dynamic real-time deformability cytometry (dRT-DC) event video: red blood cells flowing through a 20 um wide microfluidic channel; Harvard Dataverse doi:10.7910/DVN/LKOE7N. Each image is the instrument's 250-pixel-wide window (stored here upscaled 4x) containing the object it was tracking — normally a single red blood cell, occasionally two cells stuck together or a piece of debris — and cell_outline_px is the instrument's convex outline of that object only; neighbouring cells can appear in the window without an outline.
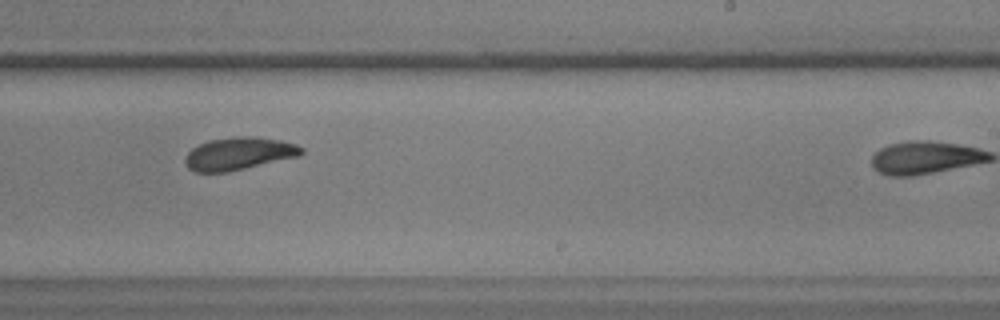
{"species": "common noctule bat (a hibernating species)", "species_latin": "Nyctalus noctula", "temperature_condition": "warm", "stored_images_in_passage": 24, "camera_frame_rate_fps": 3000, "um_per_image_px": 0.085, "animal": {"sex": "male", "body_mass_g": 17.9, "forearm_length_mm": 54.2}, "frame": {"image": 1, "passage_image": 21, "time_ms": 6.667, "image_size_px": [1000, 320], "cell_outline_px": [[304, 152], [300, 156], [228, 172], [196, 172], [188, 168], [184, 160], [188, 152], [192, 148], [208, 140], [236, 136], [256, 136], [280, 140], [296, 144], [304, 148]], "centroid_in_image_um": [20.32, 13.05], "position_along_channel_um": 268.7, "area_um2": 22.25}}